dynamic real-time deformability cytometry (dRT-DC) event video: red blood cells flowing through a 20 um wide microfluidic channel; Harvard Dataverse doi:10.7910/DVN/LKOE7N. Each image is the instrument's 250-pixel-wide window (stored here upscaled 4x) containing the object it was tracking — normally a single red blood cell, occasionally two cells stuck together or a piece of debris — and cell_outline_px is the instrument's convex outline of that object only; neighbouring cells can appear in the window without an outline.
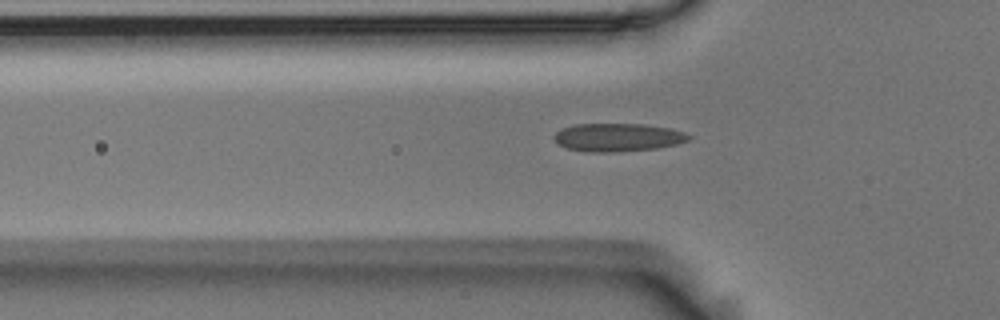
{"species": "Egyptian fruit bat (a non-hibernating species)", "species_latin": "Rousettus aegyptiacus", "temperature_condition": "room temperature", "stored_images_in_passage": 39, "camera_frame_rate_fps": 3000, "um_per_image_px": 0.085, "animal": {"sex": "male"}, "frame": {"image": 1, "passage_image": 3, "time_ms": 0.667, "image_size_px": [1000, 320], "cell_outline_px": [[692, 136], [688, 140], [676, 144], [656, 148], [616, 152], [584, 152], [568, 148], [560, 144], [552, 136], [556, 132], [564, 128], [576, 124], [644, 124], [668, 128], [684, 132]], "centroid_in_image_um": [52.51, 11.68], "position_along_channel_um": 73.3, "area_um2": 21.91}}
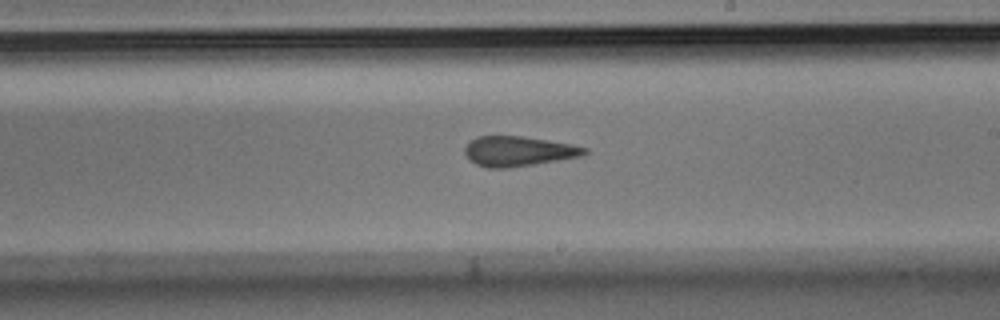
{"frame": {"image": 2, "passage_image": 17, "time_ms": 5.333, "image_size_px": [1000, 320], "cell_outline_px": [[588, 152], [580, 156], [508, 168], [488, 168], [476, 164], [468, 160], [464, 152], [464, 148], [476, 136], [520, 136], [548, 140], [572, 144], [588, 148]], "centroid_in_image_um": [44.02, 12.85], "position_along_channel_um": 245.0, "area_um2": 20.75}}
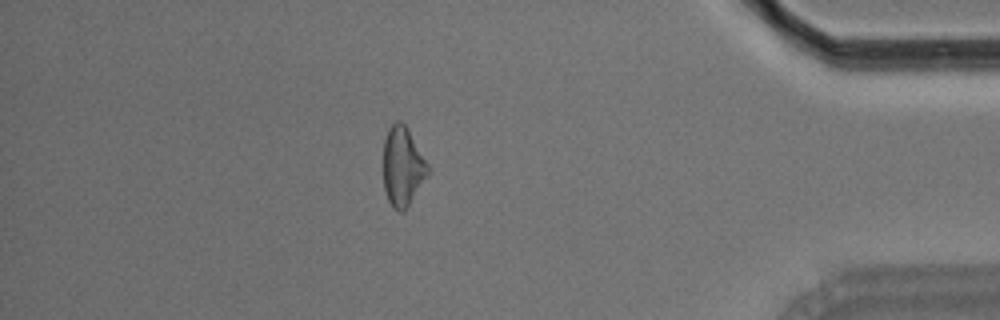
{"frame": {"image": 3, "passage_image": 33, "time_ms": 10.667, "image_size_px": [1000, 320], "cell_outline_px": [[428, 176], [404, 212], [400, 212], [392, 208], [388, 200], [384, 188], [384, 140], [388, 128], [396, 120], [400, 120], [408, 128], [428, 164]], "centroid_in_image_um": [34.22, 14.16], "position_along_channel_um": 401.0, "area_um2": 20.63}}